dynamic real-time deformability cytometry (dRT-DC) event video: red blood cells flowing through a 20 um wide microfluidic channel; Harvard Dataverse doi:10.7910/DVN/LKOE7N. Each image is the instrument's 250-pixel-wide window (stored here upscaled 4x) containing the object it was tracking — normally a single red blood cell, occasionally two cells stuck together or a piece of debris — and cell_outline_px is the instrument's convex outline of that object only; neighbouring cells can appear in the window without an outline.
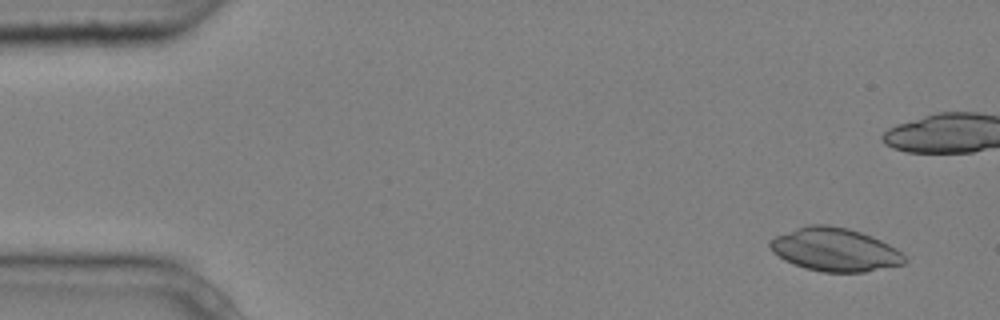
{"species": "common noctule bat (a hibernating species)", "species_latin": "Nyctalus noctula", "temperature_condition": "cold", "stored_images_in_passage": 11, "camera_frame_rate_fps": 3000, "um_per_image_px": 0.085, "animal": {"sex": "male", "body_mass_g": 20.4}, "frame": {"image": 1, "passage_image": 1, "time_ms": 0.0, "image_size_px": [1000, 320], "cell_outline_px": [[904, 264], [864, 272], [824, 272], [804, 268], [792, 264], [784, 260], [772, 252], [768, 244], [768, 240], [776, 236], [796, 228], [808, 224], [828, 224], [848, 228], [872, 236], [896, 248], [904, 256]], "centroid_in_image_um": [70.91, 21.21], "position_along_channel_um": 14.1, "area_um2": 33.99}}
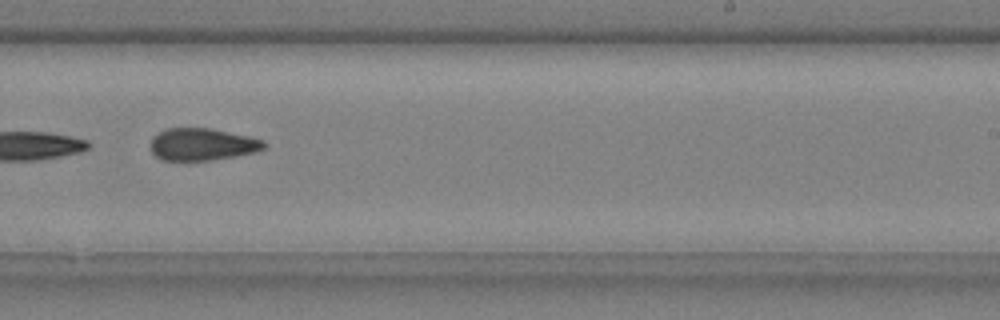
{"frame": {"image": 2, "passage_image": 10, "time_ms": 3.0, "image_size_px": [1000, 320], "cell_outline_px": [[268, 144], [264, 148], [252, 152], [236, 156], [212, 160], [160, 160], [152, 152], [152, 136], [168, 128], [212, 128], [252, 136], [264, 140]], "centroid_in_image_um": [17.23, 12.26], "position_along_channel_um": 271.8, "area_um2": 21.39}}